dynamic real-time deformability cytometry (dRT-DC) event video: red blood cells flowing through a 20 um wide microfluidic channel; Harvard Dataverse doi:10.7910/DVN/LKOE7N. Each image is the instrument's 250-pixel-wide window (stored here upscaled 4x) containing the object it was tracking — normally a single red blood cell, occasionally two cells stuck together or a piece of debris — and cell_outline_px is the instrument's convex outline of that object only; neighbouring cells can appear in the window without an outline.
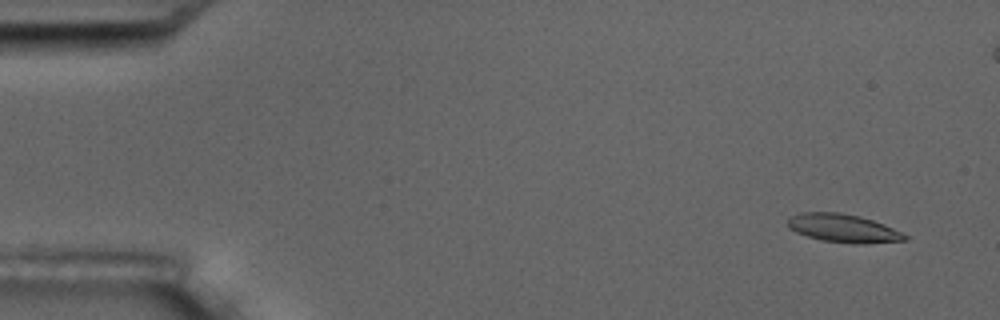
{"species": "common noctule bat (a hibernating species)", "species_latin": "Nyctalus noctula", "temperature_condition": "room temperature", "stored_images_in_passage": 16, "camera_frame_rate_fps": 3000, "um_per_image_px": 0.085, "animal": {"sex": "male", "body_mass_g": 17.5, "forearm_length_mm": 52.3}, "frame": {"image": 1, "passage_image": 1, "time_ms": 0.0, "image_size_px": [1000, 320], "cell_outline_px": [[908, 240], [864, 244], [856, 244], [820, 240], [796, 232], [788, 228], [788, 216], [800, 212], [836, 212], [860, 216], [884, 224], [908, 236]], "centroid_in_image_um": [71.65, 19.4], "position_along_channel_um": 13.4, "area_um2": 19.36}}
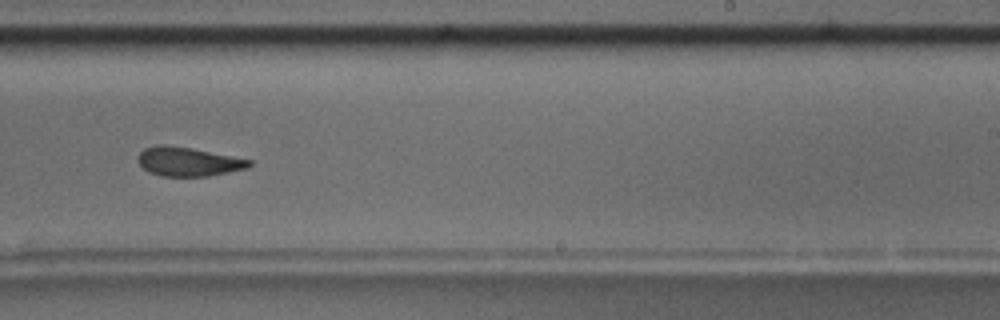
{"frame": {"image": 2, "passage_image": 10, "time_ms": 10.667, "image_size_px": [1000, 320], "cell_outline_px": [[252, 164], [248, 168], [208, 176], [160, 176], [148, 172], [136, 160], [136, 156], [144, 148], [156, 144], [168, 144], [192, 148], [252, 160]], "centroid_in_image_um": [15.95, 13.73], "position_along_channel_um": 273.0, "area_um2": 19.02}, "authors_computed_cell_mechanics": {"area_um2": 19.4497, "velocity_mm_per_s": 3.5503, "shape_relaxation_time_tau1_ms": 4.2919, "shape_relaxation_time_tau2_ms": 1.9622, "deformation_change_tau1": 0.1318, "deformation_change_tau2": 0.073}}